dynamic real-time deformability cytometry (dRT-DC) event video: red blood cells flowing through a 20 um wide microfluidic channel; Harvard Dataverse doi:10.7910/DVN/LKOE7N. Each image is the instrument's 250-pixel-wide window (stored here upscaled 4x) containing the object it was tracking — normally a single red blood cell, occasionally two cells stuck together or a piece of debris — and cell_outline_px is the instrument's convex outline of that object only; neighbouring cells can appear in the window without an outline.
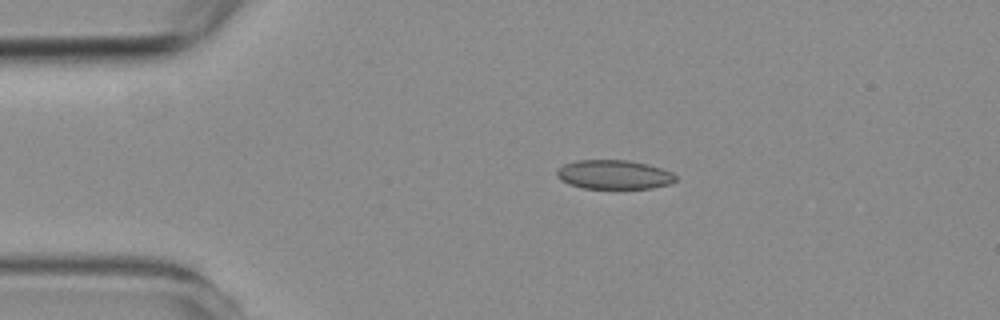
{"species": "common noctule bat (a hibernating species)", "species_latin": "Nyctalus noctula", "temperature_condition": "room temperature", "stored_images_in_passage": 6, "camera_frame_rate_fps": 3000, "um_per_image_px": 0.085, "animal": {"sex": "female", "body_mass_g": 19.3, "forearm_length_mm": 54.1}, "frame": {"image": 1, "passage_image": 3, "time_ms": 3.0, "image_size_px": [1000, 320], "cell_outline_px": [[676, 180], [668, 184], [652, 188], [584, 188], [568, 184], [560, 180], [556, 176], [556, 172], [564, 164], [576, 160], [628, 160], [648, 164], [672, 172], [676, 176]], "centroid_in_image_um": [52.17, 14.83], "position_along_channel_um": 32.8, "area_um2": 20.11}}
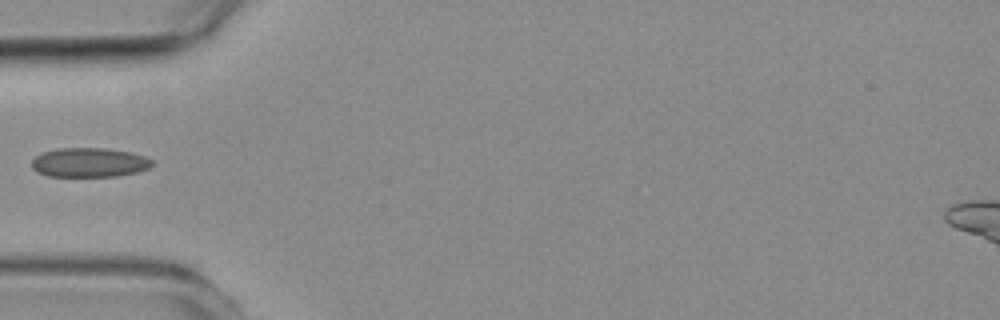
{"frame": {"image": 2, "passage_image": 5, "time_ms": 5.333, "image_size_px": [1000, 320], "cell_outline_px": [[152, 164], [148, 168], [136, 172], [116, 176], [48, 176], [36, 172], [32, 168], [32, 160], [36, 156], [44, 152], [56, 148], [104, 148], [128, 152], [144, 156], [152, 160]], "centroid_in_image_um": [7.55, 13.81], "position_along_channel_um": 77.5, "area_um2": 20.4}}
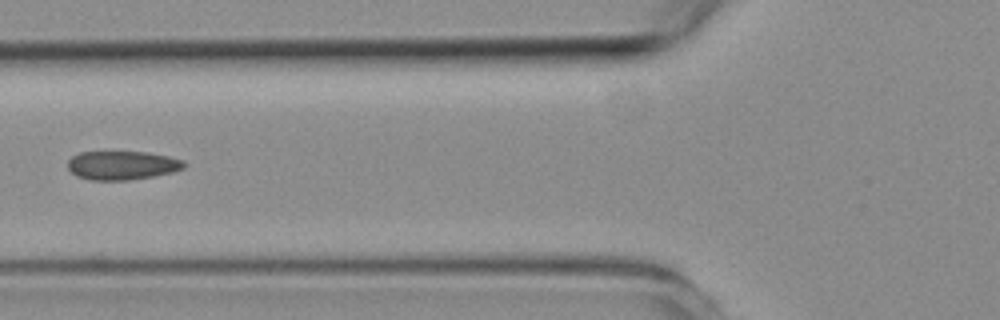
{"frame": {"image": 3, "passage_image": 6, "time_ms": 6.333, "image_size_px": [1000, 320], "cell_outline_px": [[184, 168], [172, 172], [152, 176], [128, 180], [88, 180], [76, 176], [68, 168], [68, 160], [72, 156], [80, 152], [148, 152], [168, 156], [184, 160]], "centroid_in_image_um": [10.36, 14.05], "position_along_channel_um": 115.4, "area_um2": 19.48}}